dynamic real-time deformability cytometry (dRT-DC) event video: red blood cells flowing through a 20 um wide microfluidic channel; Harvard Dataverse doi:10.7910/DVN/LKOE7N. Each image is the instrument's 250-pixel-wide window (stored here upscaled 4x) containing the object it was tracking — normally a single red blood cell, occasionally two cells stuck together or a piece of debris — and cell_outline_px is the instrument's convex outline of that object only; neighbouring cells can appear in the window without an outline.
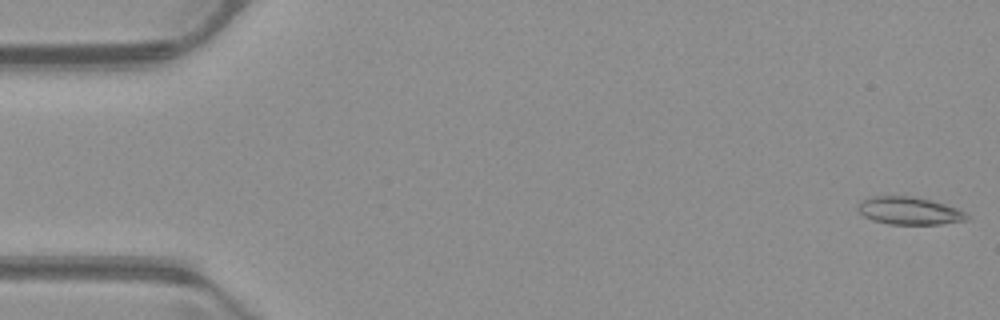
{"species": "common noctule bat (a hibernating species)", "species_latin": "Nyctalus noctula", "temperature_condition": "warm", "stored_images_in_passage": 52, "camera_frame_rate_fps": 3000, "um_per_image_px": 0.085, "animal": {"sex": "male", "body_mass_g": 23.1, "forearm_length_mm": 52.7}, "frame": {"image": 1, "passage_image": 1, "time_ms": 0.0, "image_size_px": [1000, 320], "cell_outline_px": [[972, 216], [968, 220], [940, 224], [888, 224], [872, 220], [864, 216], [856, 208], [856, 204], [872, 196], [912, 196], [944, 204], [956, 208]], "centroid_in_image_um": [77.28, 17.92], "position_along_channel_um": 7.7, "area_um2": 17.51}}
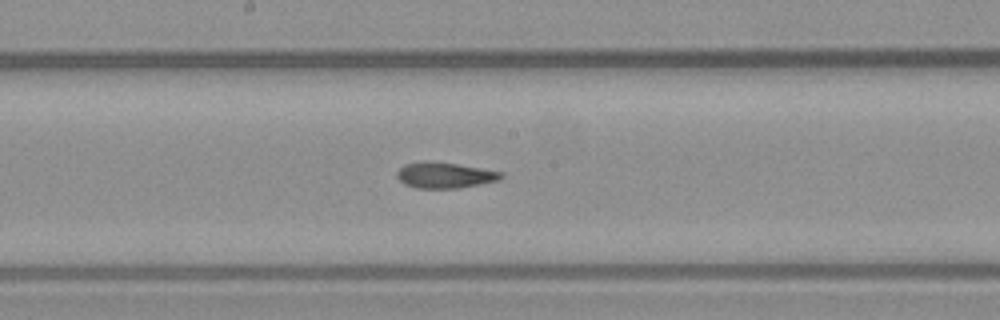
{"frame": {"image": 2, "passage_image": 27, "time_ms": 8.667, "image_size_px": [1000, 320], "cell_outline_px": [[504, 176], [500, 180], [480, 184], [456, 188], [416, 188], [404, 184], [396, 176], [396, 172], [404, 164], [424, 160], [432, 160], [504, 172]], "centroid_in_image_um": [37.79, 14.88], "position_along_channel_um": 210.4, "area_um2": 15.84}}
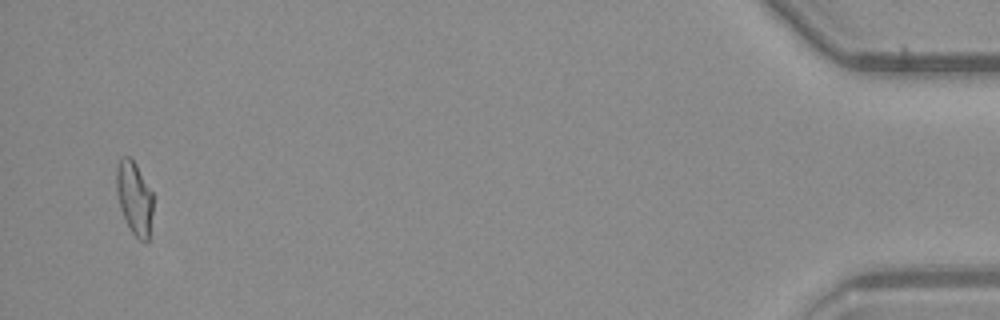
{"frame": {"image": 3, "passage_image": 50, "time_ms": 16.333, "image_size_px": [1000, 320], "cell_outline_px": [[152, 212], [148, 240], [140, 240], [132, 232], [120, 208], [116, 192], [116, 168], [120, 156], [132, 156], [152, 192]], "centroid_in_image_um": [11.4, 16.74], "position_along_channel_um": 423.8, "area_um2": 15.55}, "authors_computed_cell_mechanics": {"area_um2": 16.0684, "velocity_mm_per_s": 3.9873, "shape_relaxation_time_tau1_ms": null, "shape_relaxation_time_tau2_ms": 3.3385, "deformation_change_tau1": null, "deformation_change_tau2": 0.1016}}